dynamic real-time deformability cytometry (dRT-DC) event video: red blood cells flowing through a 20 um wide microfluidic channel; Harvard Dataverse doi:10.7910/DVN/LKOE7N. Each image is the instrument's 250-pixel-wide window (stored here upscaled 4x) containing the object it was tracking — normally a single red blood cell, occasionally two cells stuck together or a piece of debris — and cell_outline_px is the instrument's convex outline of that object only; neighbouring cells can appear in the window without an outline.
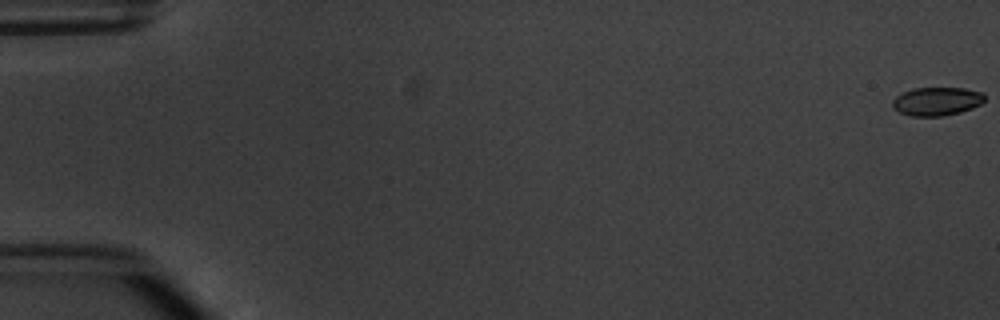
{"species": "common noctule bat (a hibernating species)", "species_latin": "Nyctalus noctula", "temperature_condition": "warm", "stored_images_in_passage": 5, "camera_frame_rate_fps": 3000, "um_per_image_px": 0.085, "animal": {"sex": "male", "body_mass_g": 20.1, "forearm_length_mm": 53.5}, "frame": {"image": 1, "passage_image": 1, "time_ms": 0.0, "image_size_px": [1000, 320], "cell_outline_px": [[984, 100], [980, 104], [972, 108], [960, 112], [944, 116], [912, 116], [900, 112], [892, 108], [892, 100], [896, 96], [912, 88], [964, 88], [984, 92]], "centroid_in_image_um": [79.62, 8.61], "position_along_channel_um": 5.4, "area_um2": 15.32}}
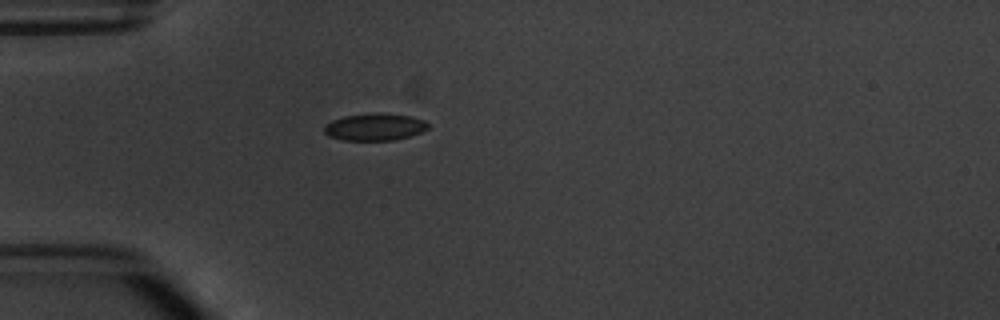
{"frame": {"image": 2, "passage_image": 5, "time_ms": 5.333, "image_size_px": [1000, 320], "cell_outline_px": [[428, 128], [420, 132], [408, 136], [392, 140], [344, 140], [328, 136], [324, 132], [324, 124], [332, 120], [344, 116], [412, 116], [424, 120], [428, 124]], "centroid_in_image_um": [31.8, 10.84], "position_along_channel_um": 53.2, "area_um2": 15.43}}